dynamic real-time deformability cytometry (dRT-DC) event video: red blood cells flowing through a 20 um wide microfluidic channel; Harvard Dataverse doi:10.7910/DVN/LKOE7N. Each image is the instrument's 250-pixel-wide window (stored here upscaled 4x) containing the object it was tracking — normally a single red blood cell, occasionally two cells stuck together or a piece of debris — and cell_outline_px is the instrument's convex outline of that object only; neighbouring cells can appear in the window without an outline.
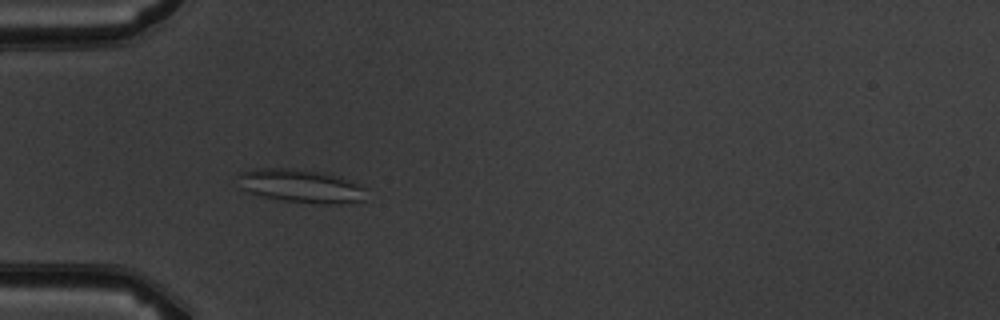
{"species": "common noctule bat (a hibernating species)", "species_latin": "Nyctalus noctula", "temperature_condition": "warm", "stored_images_in_passage": 4, "camera_frame_rate_fps": 3000, "um_per_image_px": 0.085, "animal": {"sex": "male", "body_mass_g": 19.5, "forearm_length_mm": 54.6}, "frame": {"image": 1, "passage_image": 4, "time_ms": 3.333, "image_size_px": [1000, 320], "cell_outline_px": [[368, 188], [364, 200], [340, 204], [320, 204], [284, 200], [264, 196], [240, 188], [236, 176], [236, 172], [252, 168], [296, 168], [324, 172], [340, 176]], "centroid_in_image_um": [25.58, 15.78], "position_along_channel_um": 59.4, "area_um2": 25.43}}